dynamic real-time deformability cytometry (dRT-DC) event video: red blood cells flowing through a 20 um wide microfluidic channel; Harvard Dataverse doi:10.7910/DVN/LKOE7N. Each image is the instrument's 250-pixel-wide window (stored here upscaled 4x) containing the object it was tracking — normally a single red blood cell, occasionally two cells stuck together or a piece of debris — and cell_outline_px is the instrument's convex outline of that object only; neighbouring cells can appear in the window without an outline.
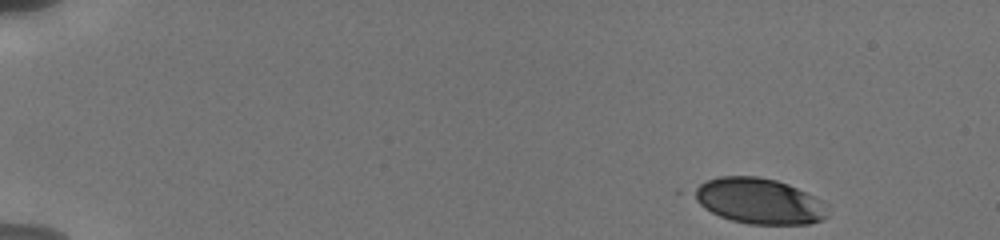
{"species": "human", "species_latin": "Homo sapiens", "temperature_condition": "cold", "stored_images_in_passage": 41, "camera_frame_rate_fps": 3000, "um_per_image_px": 0.085, "donor": {"sex": "male"}, "frame": {"image": 1, "passage_image": 1, "time_ms": 0.0, "image_size_px": [1000, 240], "cell_outline_px": [[828, 216], [824, 220], [808, 224], [748, 224], [732, 220], [720, 216], [704, 208], [688, 192], [692, 188], [708, 180], [720, 176], [760, 176], [776, 180], [788, 184], [816, 196], [828, 204]], "centroid_in_image_um": [64.54, 17.08], "position_along_channel_um": 20.5, "area_um2": 36.07}}
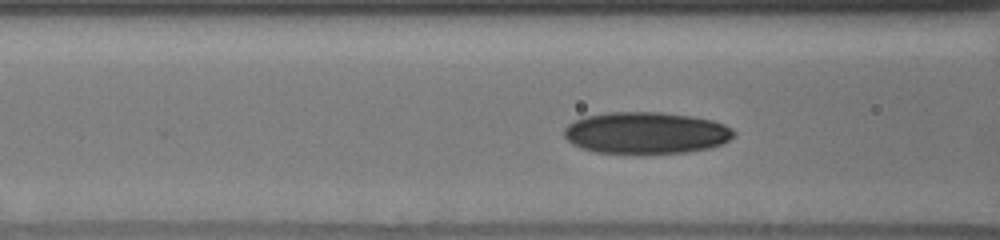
{"frame": {"image": 2, "passage_image": 13, "time_ms": 6.0, "image_size_px": [1000, 240], "cell_outline_px": [[736, 136], [724, 144], [712, 148], [688, 152], [596, 152], [580, 148], [572, 144], [564, 136], [564, 128], [568, 124], [584, 116], [608, 112], [660, 112], [692, 116], [712, 120], [724, 124], [732, 128], [736, 132]], "centroid_in_image_um": [54.95, 11.28], "position_along_channel_um": 111.6, "area_um2": 41.33}}
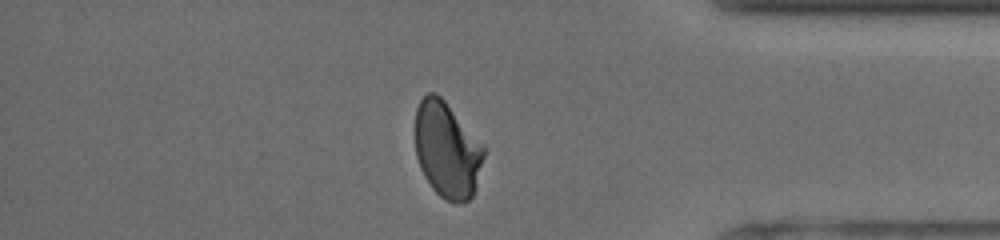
{"frame": {"image": 3, "passage_image": 37, "time_ms": 14.0, "image_size_px": [1000, 240], "cell_outline_px": [[484, 156], [476, 184], [472, 196], [468, 200], [444, 200], [432, 188], [424, 176], [420, 168], [416, 156], [416, 108], [420, 100], [428, 92], [436, 92], [444, 100], [484, 144]], "centroid_in_image_um": [37.99, 12.7], "position_along_channel_um": 397.2, "area_um2": 38.03}, "authors_computed_cell_mechanics": {"area_um2": 39.6508, "velocity_mm_per_s": 3.7808, "shape_relaxation_time_tau1_ms": 4.9284, "shape_relaxation_time_tau2_ms": 2.1438, "deformation_change_tau1": 0.1395, "deformation_change_tau2": 0.0637}}